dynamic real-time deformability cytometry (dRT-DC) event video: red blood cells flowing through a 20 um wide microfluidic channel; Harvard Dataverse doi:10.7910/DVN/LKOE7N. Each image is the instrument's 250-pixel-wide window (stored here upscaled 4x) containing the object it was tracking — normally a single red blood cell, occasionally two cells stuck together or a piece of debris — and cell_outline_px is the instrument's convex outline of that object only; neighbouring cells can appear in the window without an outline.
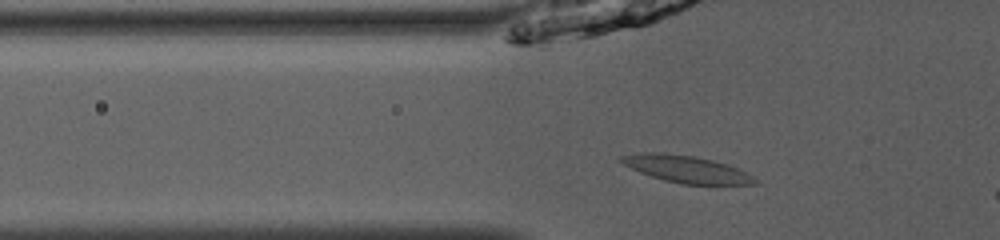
{"species": "common noctule bat (a hibernating species)", "species_latin": "Nyctalus noctula", "temperature_condition": "room temperature", "stored_images_in_passage": 40, "camera_frame_rate_fps": 3000, "um_per_image_px": 0.085, "animal": {"sex": "male", "body_mass_g": 13.0, "forearm_length_mm": 53.1}, "frame": {"image": 1, "passage_image": 11, "time_ms": 3.333, "image_size_px": [1000, 240], "cell_outline_px": [[756, 184], [680, 184], [664, 180], [640, 172], [624, 164], [620, 160], [620, 156], [640, 152], [660, 152], [692, 156], [712, 160], [736, 168], [752, 176], [756, 180]], "centroid_in_image_um": [58.29, 14.37], "position_along_channel_um": 67.5, "area_um2": 20.58}}
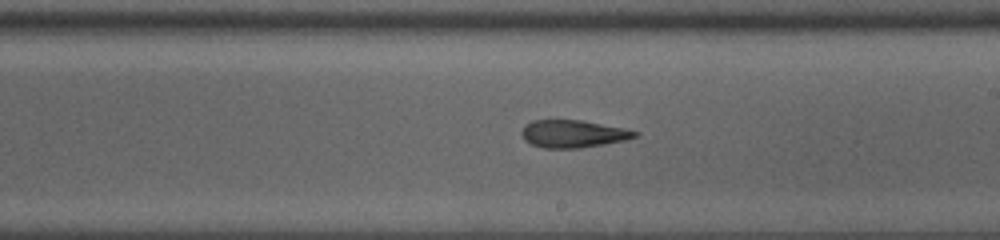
{"frame": {"image": 2, "passage_image": 24, "time_ms": 7.667, "image_size_px": [1000, 240], "cell_outline_px": [[640, 132], [636, 136], [624, 140], [604, 144], [580, 148], [544, 148], [532, 144], [524, 140], [520, 132], [532, 120], [580, 120], [624, 128]], "centroid_in_image_um": [48.7, 11.38], "position_along_channel_um": 240.3, "area_um2": 17.98}}
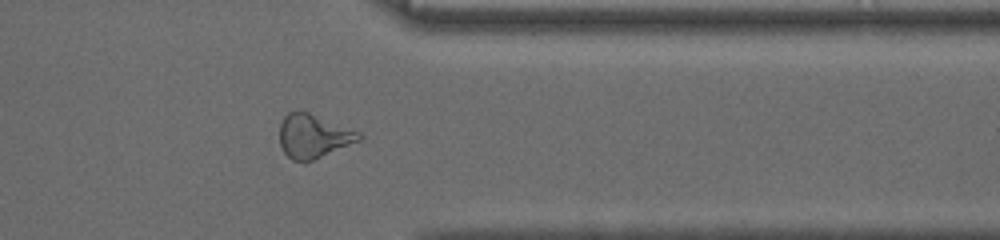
{"frame": {"image": 3, "passage_image": 35, "time_ms": 11.333, "image_size_px": [1000, 240], "cell_outline_px": [[364, 136], [360, 140], [304, 164], [292, 160], [284, 152], [280, 144], [280, 124], [284, 116], [288, 112], [308, 112], [360, 132]], "centroid_in_image_um": [26.63, 11.6], "position_along_channel_um": 384.8, "area_um2": 20.17}}